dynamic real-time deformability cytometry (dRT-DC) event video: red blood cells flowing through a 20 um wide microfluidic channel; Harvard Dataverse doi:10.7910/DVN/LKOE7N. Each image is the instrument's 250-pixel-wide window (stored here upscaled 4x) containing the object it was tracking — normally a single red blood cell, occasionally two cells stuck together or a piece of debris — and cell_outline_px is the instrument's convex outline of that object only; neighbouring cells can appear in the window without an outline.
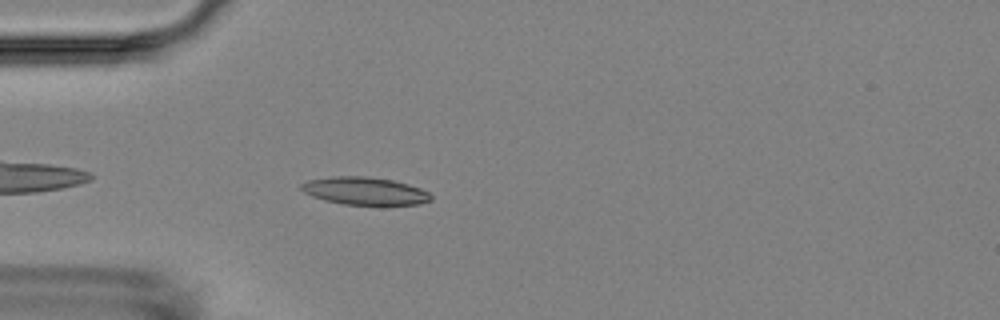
{"species": "Egyptian fruit bat (a non-hibernating species)", "species_latin": "Rousettus aegyptiacus", "temperature_condition": "room temperature", "stored_images_in_passage": 4, "camera_frame_rate_fps": 3000, "um_per_image_px": 0.085, "animal": {"sex": "female"}, "frame": {"image": 1, "passage_image": 4, "time_ms": 3.667, "image_size_px": [1000, 320], "cell_outline_px": [[432, 200], [420, 204], [344, 204], [324, 200], [312, 196], [304, 192], [300, 188], [300, 184], [308, 180], [332, 176], [368, 176], [392, 180], [408, 184], [420, 188], [428, 192], [432, 196]], "centroid_in_image_um": [30.99, 16.22], "position_along_channel_um": 54.0, "area_um2": 20.81}}